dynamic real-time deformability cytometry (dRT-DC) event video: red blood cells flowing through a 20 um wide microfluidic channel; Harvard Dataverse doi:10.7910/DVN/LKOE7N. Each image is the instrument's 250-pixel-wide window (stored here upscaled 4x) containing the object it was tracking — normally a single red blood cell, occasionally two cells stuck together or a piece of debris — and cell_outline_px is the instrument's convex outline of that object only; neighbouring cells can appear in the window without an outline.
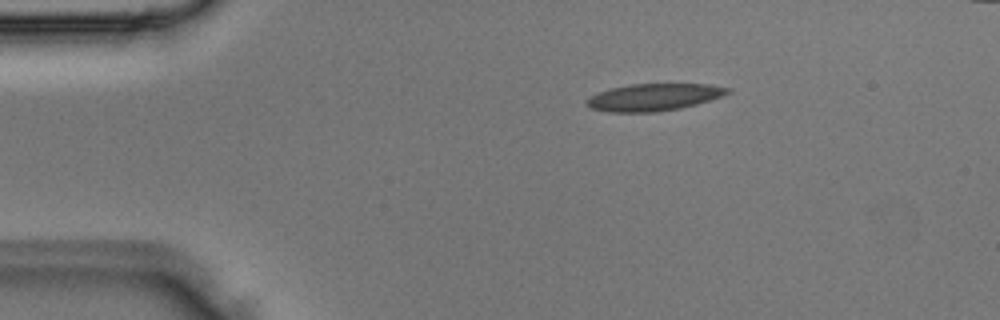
{"species": "Egyptian fruit bat (a non-hibernating species)", "species_latin": "Rousettus aegyptiacus", "temperature_condition": "room temperature", "stored_images_in_passage": 2, "camera_frame_rate_fps": 3000, "um_per_image_px": 0.085, "animal": {"sex": "male"}, "frame": {"image": 1, "passage_image": 1, "time_ms": 0.0, "image_size_px": [1000, 320], "cell_outline_px": [[732, 88], [728, 92], [720, 96], [696, 104], [680, 108], [656, 112], [608, 112], [592, 108], [588, 104], [588, 100], [592, 96], [600, 92], [612, 88], [632, 84], [708, 84]], "centroid_in_image_um": [55.6, 8.26], "position_along_channel_um": 29.4, "area_um2": 21.79}}